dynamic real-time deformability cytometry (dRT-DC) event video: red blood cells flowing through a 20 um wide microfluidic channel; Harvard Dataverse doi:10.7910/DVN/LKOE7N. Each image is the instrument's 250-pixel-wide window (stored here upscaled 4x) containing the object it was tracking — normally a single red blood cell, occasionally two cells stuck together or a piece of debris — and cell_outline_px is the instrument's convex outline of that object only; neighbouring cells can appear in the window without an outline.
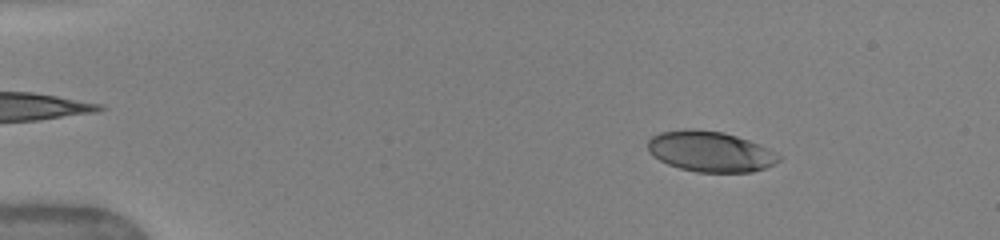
{"species": "human", "species_latin": "Homo sapiens", "temperature_condition": "warm", "stored_images_in_passage": 75, "camera_frame_rate_fps": 3000, "um_per_image_px": 0.085, "donor": {"sex": "female"}, "frame": {"image": 1, "passage_image": 7, "time_ms": 2.0, "image_size_px": [1000, 240], "cell_outline_px": [[780, 160], [776, 164], [752, 172], [696, 172], [680, 168], [668, 164], [652, 156], [648, 152], [648, 140], [652, 136], [660, 132], [684, 128], [692, 128], [724, 132], [760, 144], [776, 152], [780, 156]], "centroid_in_image_um": [60.36, 12.87], "position_along_channel_um": 24.6, "area_um2": 31.21}}
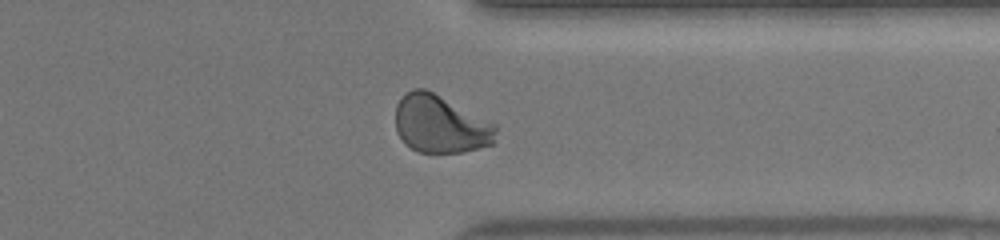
{"frame": {"image": 2, "passage_image": 50, "time_ms": 13.0, "image_size_px": [1000, 240], "cell_outline_px": [[496, 132], [492, 144], [460, 152], [420, 152], [404, 144], [396, 132], [396, 104], [412, 88], [424, 88], [496, 124]], "centroid_in_image_um": [37.4, 10.56], "position_along_channel_um": 374.0, "area_um2": 33.35}}
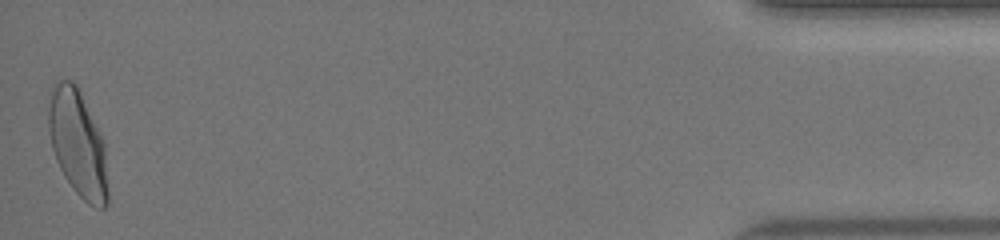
{"frame": {"image": 3, "passage_image": 74, "time_ms": 16.333, "image_size_px": [1000, 240], "cell_outline_px": [[108, 204], [104, 208], [100, 208], [88, 204], [76, 192], [64, 176], [56, 160], [52, 148], [48, 128], [48, 108], [52, 88], [56, 80], [72, 80], [76, 84], [80, 92], [104, 144], [108, 192]], "centroid_in_image_um": [6.59, 12.21], "position_along_channel_um": 428.6, "area_um2": 36.36}, "authors_computed_cell_mechanics": {"area_um2": 32.8882, "velocity_mm_per_s": 3.9984, "shape_relaxation_time_tau1_ms": 3.548, "shape_relaxation_time_tau2_ms": null, "deformation_change_tau1": 0.177, "deformation_change_tau2": null}}